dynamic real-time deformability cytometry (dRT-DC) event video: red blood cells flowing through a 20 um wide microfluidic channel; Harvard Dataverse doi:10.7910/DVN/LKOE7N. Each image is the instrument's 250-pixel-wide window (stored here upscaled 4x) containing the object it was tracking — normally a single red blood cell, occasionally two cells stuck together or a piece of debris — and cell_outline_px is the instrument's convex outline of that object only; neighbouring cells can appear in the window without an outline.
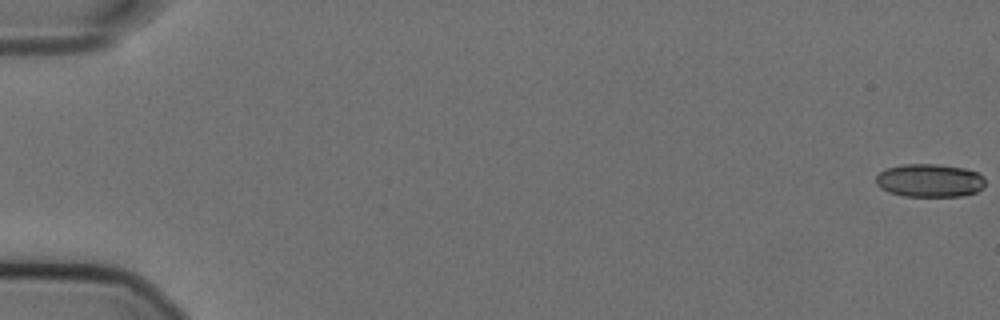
{"species": "Egyptian fruit bat (a non-hibernating species)", "species_latin": "Rousettus aegyptiacus", "temperature_condition": "cold", "stored_images_in_passage": 58, "camera_frame_rate_fps": 3000, "um_per_image_px": 0.085, "animal": {"sex": "female"}, "frame": {"image": 1, "passage_image": 1, "time_ms": 0.0, "image_size_px": [1000, 320], "cell_outline_px": [[984, 188], [976, 192], [964, 196], [904, 196], [888, 192], [880, 188], [876, 184], [876, 176], [880, 172], [888, 168], [904, 164], [936, 164], [964, 168], [976, 172], [984, 176]], "centroid_in_image_um": [79.03, 15.35], "position_along_channel_um": 6.0, "area_um2": 21.21}}
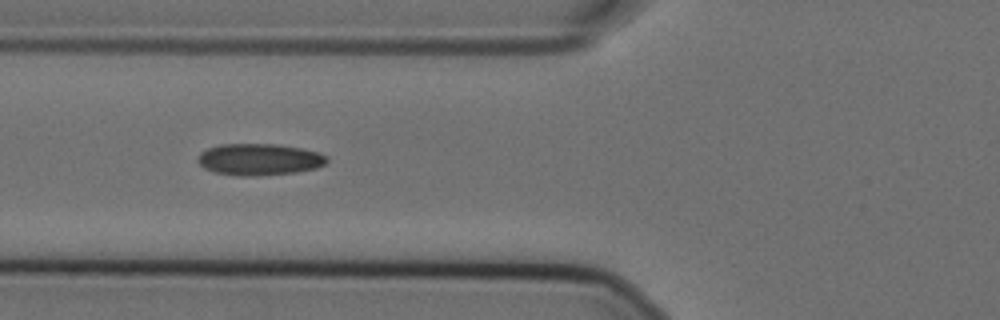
{"frame": {"image": 2, "passage_image": 23, "time_ms": 7.333, "image_size_px": [1000, 320], "cell_outline_px": [[328, 160], [324, 164], [316, 168], [296, 172], [256, 176], [240, 176], [212, 172], [204, 168], [196, 160], [200, 152], [208, 148], [220, 144], [276, 144], [300, 148], [316, 152], [328, 156]], "centroid_in_image_um": [22.0, 13.55], "position_along_channel_um": 103.8, "area_um2": 23.87}}
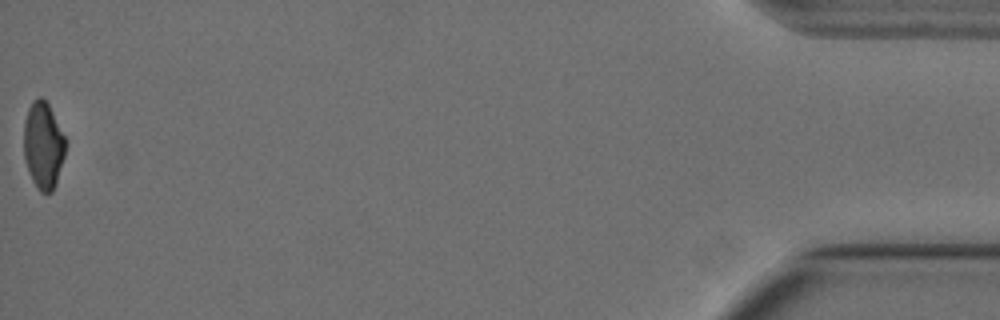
{"frame": {"image": 3, "passage_image": 58, "time_ms": 19.0, "image_size_px": [1000, 320], "cell_outline_px": [[64, 156], [56, 184], [52, 192], [40, 192], [36, 188], [32, 180], [24, 160], [24, 124], [28, 108], [32, 100], [40, 96], [48, 104], [64, 136]], "centroid_in_image_um": [3.65, 12.38], "position_along_channel_um": 431.6, "area_um2": 20.87}, "authors_computed_cell_mechanics": {"area_um2": 22.7732, "velocity_mm_per_s": 3.5874, "shape_relaxation_time_tau1_ms": null, "shape_relaxation_time_tau2_ms": 2.7971, "deformation_change_tau1": null, "deformation_change_tau2": 0.0743}}